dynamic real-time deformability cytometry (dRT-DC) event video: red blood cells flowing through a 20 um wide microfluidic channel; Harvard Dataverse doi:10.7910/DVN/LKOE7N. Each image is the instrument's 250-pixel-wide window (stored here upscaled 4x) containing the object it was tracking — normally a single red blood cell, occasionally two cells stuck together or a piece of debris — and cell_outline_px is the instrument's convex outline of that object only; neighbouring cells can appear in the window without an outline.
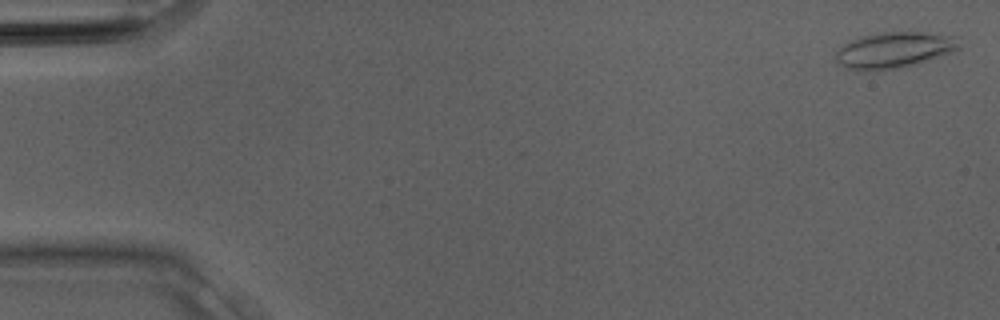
{"species": "Egyptian fruit bat (a non-hibernating species)", "species_latin": "Rousettus aegyptiacus", "temperature_condition": "room temperature", "stored_images_in_passage": 14, "camera_frame_rate_fps": 3000, "um_per_image_px": 0.085, "animal": {"sex": "male"}, "frame": {"image": 1, "passage_image": 1, "time_ms": 0.0, "image_size_px": [1000, 320], "cell_outline_px": [[960, 48], [916, 64], [896, 68], [860, 72], [836, 64], [836, 52], [844, 44], [860, 36], [876, 32], [924, 32], [960, 36]], "centroid_in_image_um": [75.98, 4.24], "position_along_channel_um": 9.0, "area_um2": 26.07}}
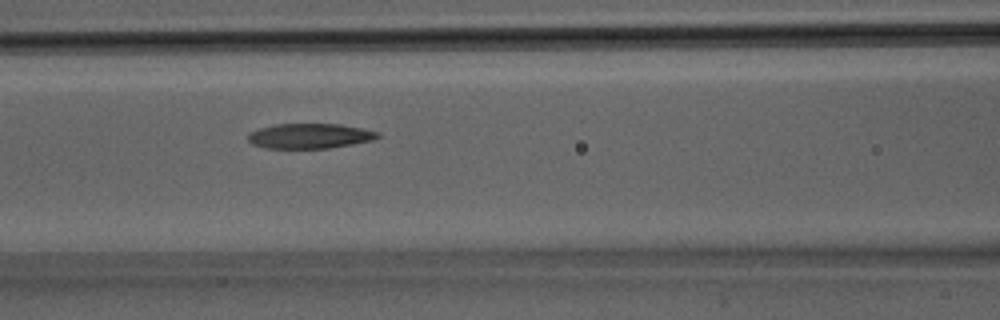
{"frame": {"image": 2, "passage_image": 14, "time_ms": 4.333, "image_size_px": [1000, 320], "cell_outline_px": [[380, 136], [372, 140], [352, 144], [328, 148], [264, 148], [252, 144], [248, 140], [248, 132], [260, 128], [276, 124], [340, 124], [380, 132]], "centroid_in_image_um": [26.3, 11.56], "position_along_channel_um": 140.3, "area_um2": 18.84}}